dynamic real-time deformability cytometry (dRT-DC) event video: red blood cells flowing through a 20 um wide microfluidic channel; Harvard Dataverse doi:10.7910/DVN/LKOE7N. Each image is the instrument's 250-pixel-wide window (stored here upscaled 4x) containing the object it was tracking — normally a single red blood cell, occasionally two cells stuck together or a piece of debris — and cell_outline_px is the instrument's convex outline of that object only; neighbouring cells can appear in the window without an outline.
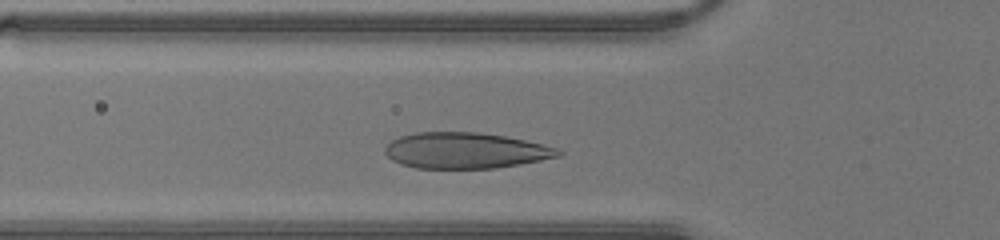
{"species": "human", "species_latin": "Homo sapiens", "temperature_condition": "warm", "stored_images_in_passage": 25, "camera_frame_rate_fps": 3000, "um_per_image_px": 0.085, "donor": {"sex": "male"}, "frame": {"image": 1, "passage_image": 6, "time_ms": 1.667, "image_size_px": [1000, 240], "cell_outline_px": [[564, 152], [560, 156], [520, 164], [496, 168], [416, 168], [400, 164], [392, 160], [384, 152], [384, 148], [392, 140], [400, 136], [416, 132], [480, 132], [504, 136], [544, 144], [560, 148]], "centroid_in_image_um": [39.57, 12.79], "position_along_channel_um": 86.2, "area_um2": 36.41}}
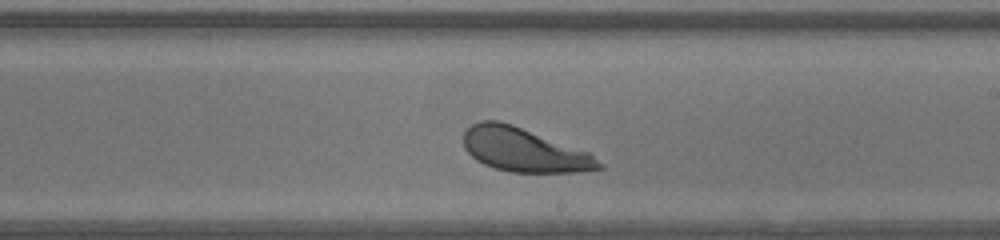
{"frame": {"image": 2, "passage_image": 16, "time_ms": 5.0, "image_size_px": [1000, 240], "cell_outline_px": [[604, 168], [580, 172], [512, 172], [496, 168], [484, 164], [476, 160], [464, 148], [464, 132], [472, 124], [480, 120], [500, 120], [512, 124], [588, 152], [604, 164]], "centroid_in_image_um": [44.53, 12.74], "position_along_channel_um": 244.5, "area_um2": 34.33}}
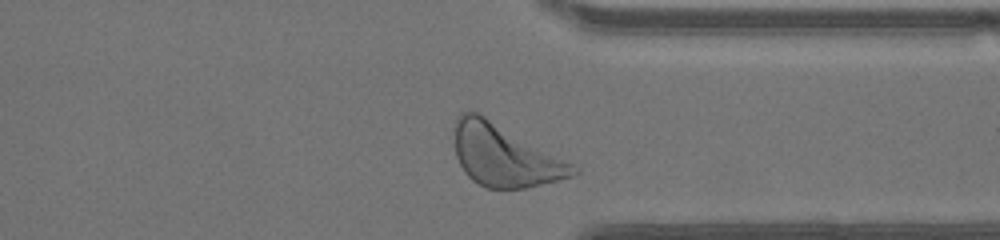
{"frame": {"image": 3, "passage_image": 24, "time_ms": 7.667, "image_size_px": [1000, 240], "cell_outline_px": [[580, 172], [576, 176], [524, 188], [488, 188], [472, 180], [464, 172], [456, 156], [452, 128], [456, 116], [460, 112], [476, 112], [484, 116], [576, 164], [580, 168]], "centroid_in_image_um": [42.9, 13.21], "position_along_channel_um": 368.5, "area_um2": 43.12}}